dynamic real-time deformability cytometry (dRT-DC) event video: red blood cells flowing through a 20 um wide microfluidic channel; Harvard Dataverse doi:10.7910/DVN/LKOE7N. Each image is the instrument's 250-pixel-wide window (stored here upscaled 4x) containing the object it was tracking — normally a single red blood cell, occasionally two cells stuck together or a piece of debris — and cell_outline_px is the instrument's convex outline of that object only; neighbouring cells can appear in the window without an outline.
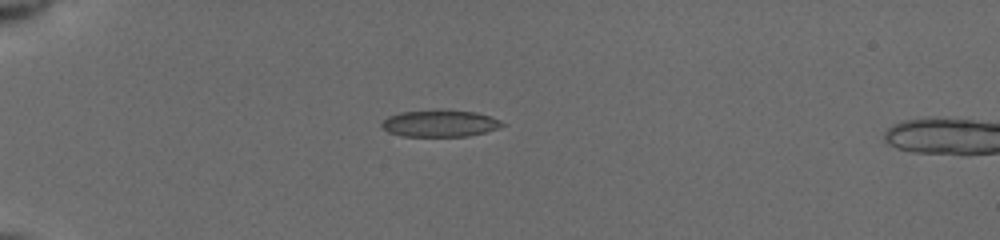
{"species": "common noctule bat (a hibernating species)", "species_latin": "Nyctalus noctula", "temperature_condition": "cold", "stored_images_in_passage": 5, "camera_frame_rate_fps": 3000, "um_per_image_px": 0.085, "animal": {"sex": "female", "body_mass_g": 19.5, "forearm_length_mm": 54.1}, "frame": {"image": 1, "passage_image": 1, "time_ms": 0.0, "image_size_px": [1000, 240], "cell_outline_px": [[508, 124], [484, 132], [468, 136], [404, 136], [388, 132], [380, 124], [388, 116], [400, 112], [476, 112], [500, 120]], "centroid_in_image_um": [37.39, 10.52], "position_along_channel_um": 47.6, "area_um2": 17.98}}